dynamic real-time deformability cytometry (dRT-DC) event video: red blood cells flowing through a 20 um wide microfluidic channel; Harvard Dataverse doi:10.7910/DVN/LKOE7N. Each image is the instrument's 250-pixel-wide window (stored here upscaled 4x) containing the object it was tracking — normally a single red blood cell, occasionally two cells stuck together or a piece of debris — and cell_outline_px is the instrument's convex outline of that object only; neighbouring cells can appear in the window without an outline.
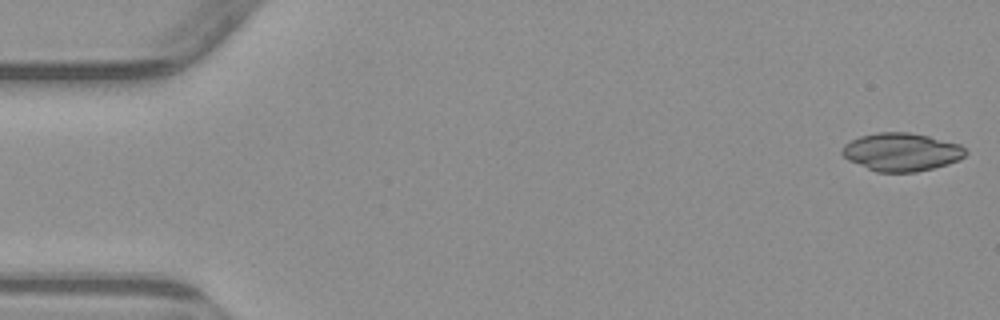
{"species": "common noctule bat (a hibernating species)", "species_latin": "Nyctalus noctula", "temperature_condition": "warm", "stored_images_in_passage": 4, "camera_frame_rate_fps": 3000, "um_per_image_px": 0.085, "animal": {"sex": "male", "body_mass_g": 23.1, "forearm_length_mm": 52.7}, "frame": {"image": 1, "passage_image": 1, "time_ms": 0.0, "image_size_px": [1000, 320], "cell_outline_px": [[968, 152], [964, 156], [948, 164], [916, 172], [876, 172], [848, 160], [840, 152], [840, 148], [844, 144], [860, 136], [876, 132], [908, 132], [928, 136], [960, 144]], "centroid_in_image_um": [76.59, 12.91], "position_along_channel_um": 8.4, "area_um2": 27.4}}